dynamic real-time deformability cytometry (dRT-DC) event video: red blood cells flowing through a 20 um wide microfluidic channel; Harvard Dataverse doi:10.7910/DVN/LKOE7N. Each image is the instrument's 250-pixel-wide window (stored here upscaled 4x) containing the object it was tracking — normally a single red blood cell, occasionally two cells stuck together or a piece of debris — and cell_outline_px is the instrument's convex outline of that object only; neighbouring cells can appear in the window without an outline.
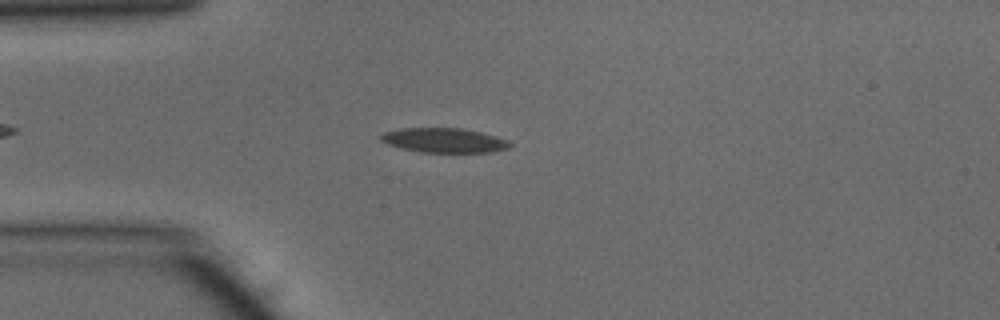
{"species": "common noctule bat (a hibernating species)", "species_latin": "Nyctalus noctula", "temperature_condition": "warm", "stored_images_in_passage": 43, "camera_frame_rate_fps": 3000, "um_per_image_px": 0.085, "animal": {"sex": "male", "body_mass_g": 15.6}, "frame": {"image": 1, "passage_image": 7, "time_ms": 2.0, "image_size_px": [1000, 320], "cell_outline_px": [[512, 144], [508, 148], [492, 152], [420, 152], [400, 148], [388, 144], [380, 140], [380, 136], [384, 132], [400, 128], [464, 128], [496, 136], [508, 140]], "centroid_in_image_um": [37.74, 11.92], "position_along_channel_um": 47.3, "area_um2": 18.5}}
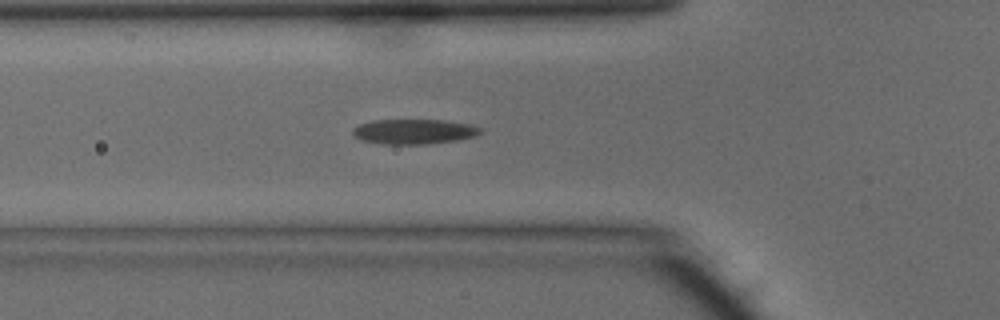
{"frame": {"image": 2, "passage_image": 11, "time_ms": 3.333, "image_size_px": [1000, 320], "cell_outline_px": [[480, 132], [476, 136], [456, 140], [432, 144], [384, 144], [364, 140], [356, 136], [352, 132], [352, 128], [360, 124], [372, 120], [444, 120], [468, 124], [480, 128]], "centroid_in_image_um": [35.18, 11.18], "position_along_channel_um": 90.6, "area_um2": 18.38}}
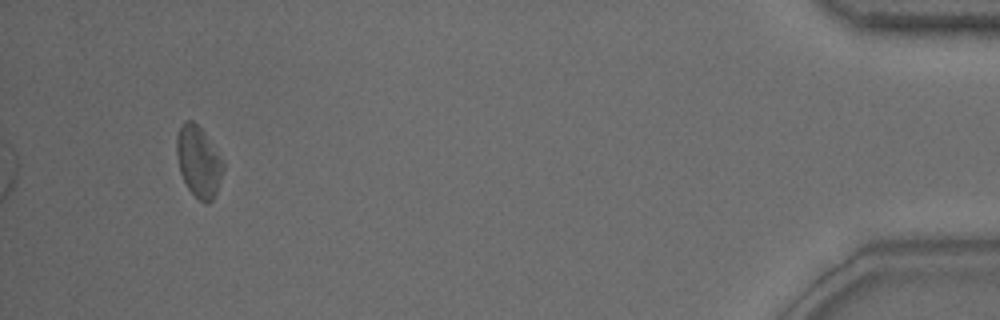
{"frame": {"image": 3, "passage_image": 40, "time_ms": 13.0, "image_size_px": [1000, 320], "cell_outline_px": [[224, 168], [216, 192], [212, 200], [208, 204], [204, 204], [188, 188], [180, 172], [176, 156], [176, 136], [184, 120], [192, 120], [204, 132], [224, 160]], "centroid_in_image_um": [16.88, 13.72], "position_along_channel_um": 418.3, "area_um2": 19.25}, "authors_computed_cell_mechanics": {"area_um2": 18.5538, "velocity_mm_per_s": 4.1619, "shape_relaxation_time_tau1_ms": 3.7502, "shape_relaxation_time_tau2_ms": 2.6807, "deformation_change_tau1": 0.1247, "deformation_change_tau2": 0.0931}}